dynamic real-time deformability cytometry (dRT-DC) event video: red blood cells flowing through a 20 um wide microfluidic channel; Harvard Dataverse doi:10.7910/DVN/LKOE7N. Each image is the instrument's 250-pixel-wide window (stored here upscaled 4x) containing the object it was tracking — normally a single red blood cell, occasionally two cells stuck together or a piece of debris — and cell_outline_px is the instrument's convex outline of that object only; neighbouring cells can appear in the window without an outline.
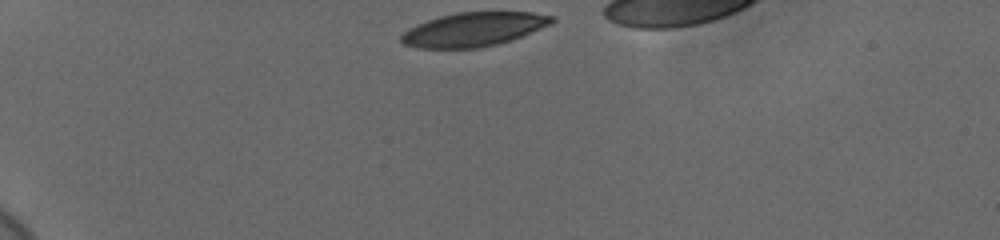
{"species": "human", "species_latin": "Homo sapiens", "temperature_condition": "cold", "stored_images_in_passage": 36, "camera_frame_rate_fps": 3000, "um_per_image_px": 0.085, "donor": {"sex": "female"}, "frame": {"image": 1, "passage_image": 1, "time_ms": 0.0, "image_size_px": [1000, 240], "cell_outline_px": [[556, 20], [552, 24], [512, 40], [496, 44], [476, 48], [416, 48], [404, 44], [400, 40], [400, 36], [408, 28], [416, 24], [440, 16], [456, 12], [532, 12], [556, 16]], "centroid_in_image_um": [40.28, 2.49], "position_along_channel_um": 44.7, "area_um2": 29.94}}
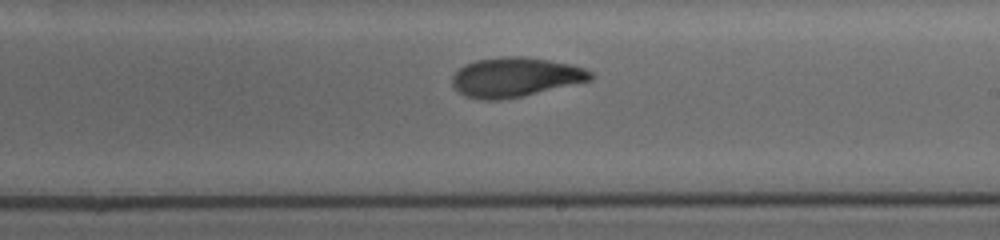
{"frame": {"image": 2, "passage_image": 22, "time_ms": 7.0, "image_size_px": [1000, 240], "cell_outline_px": [[596, 76], [592, 80], [520, 96], [500, 100], [484, 100], [464, 96], [452, 84], [452, 76], [464, 64], [476, 60], [504, 56], [524, 56], [572, 64], [584, 68], [592, 72]], "centroid_in_image_um": [43.81, 6.55], "position_along_channel_um": 245.2, "area_um2": 31.73}}
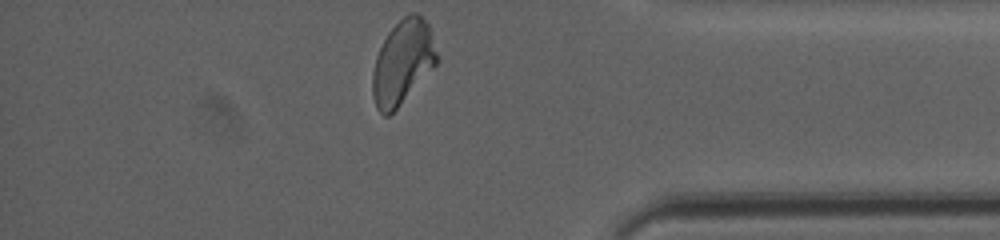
{"frame": {"image": 3, "passage_image": 36, "time_ms": 11.667, "image_size_px": [1000, 240], "cell_outline_px": [[440, 60], [396, 108], [388, 116], [384, 116], [376, 108], [372, 96], [372, 72], [376, 56], [388, 32], [408, 12], [416, 12], [428, 24]], "centroid_in_image_um": [34.22, 5.28], "position_along_channel_um": 401.0, "area_um2": 31.21}, "authors_computed_cell_mechanics": {"area_um2": 32.0501, "velocity_mm_per_s": 3.662, "shape_relaxation_time_tau1_ms": 3.6141, "shape_relaxation_time_tau2_ms": 1.6843, "deformation_change_tau1": 0.1508, "deformation_change_tau2": 0.073}}